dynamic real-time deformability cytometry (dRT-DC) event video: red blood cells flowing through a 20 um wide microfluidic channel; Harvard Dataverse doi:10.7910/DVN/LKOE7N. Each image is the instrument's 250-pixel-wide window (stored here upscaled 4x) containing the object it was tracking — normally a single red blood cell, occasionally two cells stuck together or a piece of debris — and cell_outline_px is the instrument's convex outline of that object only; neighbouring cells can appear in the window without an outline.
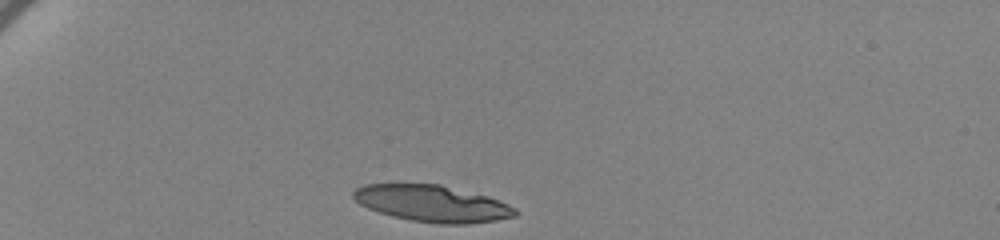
{"species": "human", "species_latin": "Homo sapiens", "temperature_condition": "cold", "stored_images_in_passage": 37, "camera_frame_rate_fps": 3000, "um_per_image_px": 0.085, "donor": {"sex": "female"}, "frame": {"image": 1, "passage_image": 1, "time_ms": 0.0, "image_size_px": [1000, 240], "cell_outline_px": [[520, 212], [516, 216], [496, 220], [464, 224], [440, 224], [412, 220], [392, 216], [368, 208], [360, 204], [352, 196], [352, 192], [356, 188], [364, 184], [440, 184], [488, 196], [508, 204], [516, 208]], "centroid_in_image_um": [36.76, 17.29], "position_along_channel_um": 48.2, "area_um2": 34.45}}
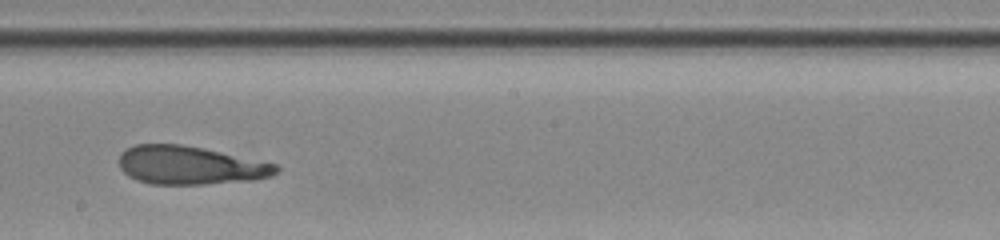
{"frame": {"image": 2, "passage_image": 21, "time_ms": 6.667, "image_size_px": [1000, 240], "cell_outline_px": [[280, 172], [272, 176], [256, 180], [204, 184], [152, 184], [136, 180], [128, 176], [120, 168], [120, 152], [136, 144], [180, 144], [204, 148], [276, 164], [280, 168]], "centroid_in_image_um": [16.18, 14.06], "position_along_channel_um": 232.0, "area_um2": 35.26}}
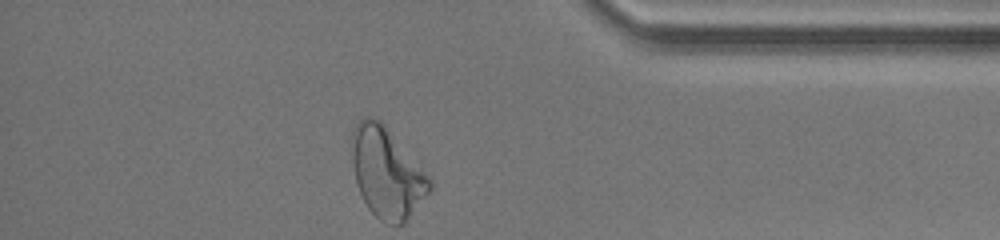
{"frame": {"image": 3, "passage_image": 37, "time_ms": 12.0, "image_size_px": [1000, 240], "cell_outline_px": [[432, 188], [404, 224], [388, 224], [380, 220], [368, 208], [360, 192], [356, 180], [352, 156], [352, 128], [364, 116], [368, 116], [380, 120], [384, 124], [432, 180]], "centroid_in_image_um": [32.88, 14.68], "position_along_channel_um": 402.3, "area_um2": 40.34}, "authors_computed_cell_mechanics": {"area_um2": 36.1828, "velocity_mm_per_s": 3.4429, "shape_relaxation_time_tau1_ms": 11.1192, "shape_relaxation_time_tau2_ms": 2.3074, "deformation_change_tau1": 0.2254, "deformation_change_tau2": 0.1072}}